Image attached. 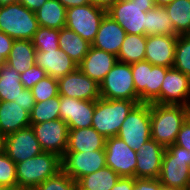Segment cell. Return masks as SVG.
Listing matches in <instances>:
<instances>
[{
  "label": "cell",
  "mask_w": 190,
  "mask_h": 190,
  "mask_svg": "<svg viewBox=\"0 0 190 190\" xmlns=\"http://www.w3.org/2000/svg\"><path fill=\"white\" fill-rule=\"evenodd\" d=\"M190 116L188 106L150 103L151 138L167 148Z\"/></svg>",
  "instance_id": "1"
},
{
  "label": "cell",
  "mask_w": 190,
  "mask_h": 190,
  "mask_svg": "<svg viewBox=\"0 0 190 190\" xmlns=\"http://www.w3.org/2000/svg\"><path fill=\"white\" fill-rule=\"evenodd\" d=\"M61 171V158L51 152H42L23 162L16 163L17 190H34Z\"/></svg>",
  "instance_id": "2"
},
{
  "label": "cell",
  "mask_w": 190,
  "mask_h": 190,
  "mask_svg": "<svg viewBox=\"0 0 190 190\" xmlns=\"http://www.w3.org/2000/svg\"><path fill=\"white\" fill-rule=\"evenodd\" d=\"M140 101L104 99L95 101L92 127L104 138L117 136L122 123Z\"/></svg>",
  "instance_id": "3"
},
{
  "label": "cell",
  "mask_w": 190,
  "mask_h": 190,
  "mask_svg": "<svg viewBox=\"0 0 190 190\" xmlns=\"http://www.w3.org/2000/svg\"><path fill=\"white\" fill-rule=\"evenodd\" d=\"M158 179L165 188L187 190L190 186V151L175 144L168 146Z\"/></svg>",
  "instance_id": "4"
},
{
  "label": "cell",
  "mask_w": 190,
  "mask_h": 190,
  "mask_svg": "<svg viewBox=\"0 0 190 190\" xmlns=\"http://www.w3.org/2000/svg\"><path fill=\"white\" fill-rule=\"evenodd\" d=\"M36 14L20 2L0 6V31L14 40H32L39 28Z\"/></svg>",
  "instance_id": "5"
},
{
  "label": "cell",
  "mask_w": 190,
  "mask_h": 190,
  "mask_svg": "<svg viewBox=\"0 0 190 190\" xmlns=\"http://www.w3.org/2000/svg\"><path fill=\"white\" fill-rule=\"evenodd\" d=\"M154 7V0H119L107 10V15L127 34L146 35V12Z\"/></svg>",
  "instance_id": "6"
},
{
  "label": "cell",
  "mask_w": 190,
  "mask_h": 190,
  "mask_svg": "<svg viewBox=\"0 0 190 190\" xmlns=\"http://www.w3.org/2000/svg\"><path fill=\"white\" fill-rule=\"evenodd\" d=\"M136 152L151 139L150 103H138L127 115L117 135Z\"/></svg>",
  "instance_id": "7"
},
{
  "label": "cell",
  "mask_w": 190,
  "mask_h": 190,
  "mask_svg": "<svg viewBox=\"0 0 190 190\" xmlns=\"http://www.w3.org/2000/svg\"><path fill=\"white\" fill-rule=\"evenodd\" d=\"M100 98L139 101L131 64L116 62L100 83Z\"/></svg>",
  "instance_id": "8"
},
{
  "label": "cell",
  "mask_w": 190,
  "mask_h": 190,
  "mask_svg": "<svg viewBox=\"0 0 190 190\" xmlns=\"http://www.w3.org/2000/svg\"><path fill=\"white\" fill-rule=\"evenodd\" d=\"M106 14L107 10L91 4L72 7L66 9L65 27L92 44Z\"/></svg>",
  "instance_id": "9"
},
{
  "label": "cell",
  "mask_w": 190,
  "mask_h": 190,
  "mask_svg": "<svg viewBox=\"0 0 190 190\" xmlns=\"http://www.w3.org/2000/svg\"><path fill=\"white\" fill-rule=\"evenodd\" d=\"M106 166L105 150L93 152H65L61 157V170L76 182Z\"/></svg>",
  "instance_id": "10"
},
{
  "label": "cell",
  "mask_w": 190,
  "mask_h": 190,
  "mask_svg": "<svg viewBox=\"0 0 190 190\" xmlns=\"http://www.w3.org/2000/svg\"><path fill=\"white\" fill-rule=\"evenodd\" d=\"M30 126L43 152L54 153L60 158L65 154L69 130L65 121L56 119Z\"/></svg>",
  "instance_id": "11"
},
{
  "label": "cell",
  "mask_w": 190,
  "mask_h": 190,
  "mask_svg": "<svg viewBox=\"0 0 190 190\" xmlns=\"http://www.w3.org/2000/svg\"><path fill=\"white\" fill-rule=\"evenodd\" d=\"M106 166L120 177H134L137 164V152L132 150L118 136L107 138L105 141Z\"/></svg>",
  "instance_id": "12"
},
{
  "label": "cell",
  "mask_w": 190,
  "mask_h": 190,
  "mask_svg": "<svg viewBox=\"0 0 190 190\" xmlns=\"http://www.w3.org/2000/svg\"><path fill=\"white\" fill-rule=\"evenodd\" d=\"M59 96L96 101L100 98V84L79 68L58 79Z\"/></svg>",
  "instance_id": "13"
},
{
  "label": "cell",
  "mask_w": 190,
  "mask_h": 190,
  "mask_svg": "<svg viewBox=\"0 0 190 190\" xmlns=\"http://www.w3.org/2000/svg\"><path fill=\"white\" fill-rule=\"evenodd\" d=\"M4 152L16 164L40 155L43 150L29 126L5 136Z\"/></svg>",
  "instance_id": "14"
},
{
  "label": "cell",
  "mask_w": 190,
  "mask_h": 190,
  "mask_svg": "<svg viewBox=\"0 0 190 190\" xmlns=\"http://www.w3.org/2000/svg\"><path fill=\"white\" fill-rule=\"evenodd\" d=\"M190 78L175 68L166 71L160 89V104L189 106Z\"/></svg>",
  "instance_id": "15"
},
{
  "label": "cell",
  "mask_w": 190,
  "mask_h": 190,
  "mask_svg": "<svg viewBox=\"0 0 190 190\" xmlns=\"http://www.w3.org/2000/svg\"><path fill=\"white\" fill-rule=\"evenodd\" d=\"M94 111L95 101L60 96V119L67 123L68 129L91 127Z\"/></svg>",
  "instance_id": "16"
},
{
  "label": "cell",
  "mask_w": 190,
  "mask_h": 190,
  "mask_svg": "<svg viewBox=\"0 0 190 190\" xmlns=\"http://www.w3.org/2000/svg\"><path fill=\"white\" fill-rule=\"evenodd\" d=\"M165 149L152 138L146 141L137 152L135 178H159Z\"/></svg>",
  "instance_id": "17"
},
{
  "label": "cell",
  "mask_w": 190,
  "mask_h": 190,
  "mask_svg": "<svg viewBox=\"0 0 190 190\" xmlns=\"http://www.w3.org/2000/svg\"><path fill=\"white\" fill-rule=\"evenodd\" d=\"M178 35H146L145 59L152 65L172 68Z\"/></svg>",
  "instance_id": "18"
},
{
  "label": "cell",
  "mask_w": 190,
  "mask_h": 190,
  "mask_svg": "<svg viewBox=\"0 0 190 190\" xmlns=\"http://www.w3.org/2000/svg\"><path fill=\"white\" fill-rule=\"evenodd\" d=\"M35 65L44 69L47 76L57 80L78 68V64L60 48L46 52L36 51Z\"/></svg>",
  "instance_id": "19"
},
{
  "label": "cell",
  "mask_w": 190,
  "mask_h": 190,
  "mask_svg": "<svg viewBox=\"0 0 190 190\" xmlns=\"http://www.w3.org/2000/svg\"><path fill=\"white\" fill-rule=\"evenodd\" d=\"M126 35L120 24L106 14L91 46L117 56Z\"/></svg>",
  "instance_id": "20"
},
{
  "label": "cell",
  "mask_w": 190,
  "mask_h": 190,
  "mask_svg": "<svg viewBox=\"0 0 190 190\" xmlns=\"http://www.w3.org/2000/svg\"><path fill=\"white\" fill-rule=\"evenodd\" d=\"M117 61L116 55L90 46L88 53L78 65V68L100 84Z\"/></svg>",
  "instance_id": "21"
},
{
  "label": "cell",
  "mask_w": 190,
  "mask_h": 190,
  "mask_svg": "<svg viewBox=\"0 0 190 190\" xmlns=\"http://www.w3.org/2000/svg\"><path fill=\"white\" fill-rule=\"evenodd\" d=\"M105 141L92 126L88 128L69 129L66 152H93L105 150Z\"/></svg>",
  "instance_id": "22"
},
{
  "label": "cell",
  "mask_w": 190,
  "mask_h": 190,
  "mask_svg": "<svg viewBox=\"0 0 190 190\" xmlns=\"http://www.w3.org/2000/svg\"><path fill=\"white\" fill-rule=\"evenodd\" d=\"M30 113L15 101H0V132L6 136L29 127Z\"/></svg>",
  "instance_id": "23"
},
{
  "label": "cell",
  "mask_w": 190,
  "mask_h": 190,
  "mask_svg": "<svg viewBox=\"0 0 190 190\" xmlns=\"http://www.w3.org/2000/svg\"><path fill=\"white\" fill-rule=\"evenodd\" d=\"M58 44L59 48L67 53L78 65L82 62L91 46L80 35L66 27L59 30Z\"/></svg>",
  "instance_id": "24"
},
{
  "label": "cell",
  "mask_w": 190,
  "mask_h": 190,
  "mask_svg": "<svg viewBox=\"0 0 190 190\" xmlns=\"http://www.w3.org/2000/svg\"><path fill=\"white\" fill-rule=\"evenodd\" d=\"M35 54L31 40H14L6 64L21 74L35 64Z\"/></svg>",
  "instance_id": "25"
},
{
  "label": "cell",
  "mask_w": 190,
  "mask_h": 190,
  "mask_svg": "<svg viewBox=\"0 0 190 190\" xmlns=\"http://www.w3.org/2000/svg\"><path fill=\"white\" fill-rule=\"evenodd\" d=\"M35 14L40 27L60 30L66 26V8L59 0H47Z\"/></svg>",
  "instance_id": "26"
},
{
  "label": "cell",
  "mask_w": 190,
  "mask_h": 190,
  "mask_svg": "<svg viewBox=\"0 0 190 190\" xmlns=\"http://www.w3.org/2000/svg\"><path fill=\"white\" fill-rule=\"evenodd\" d=\"M145 51L146 35L127 34L117 55V60L128 64L143 61Z\"/></svg>",
  "instance_id": "27"
},
{
  "label": "cell",
  "mask_w": 190,
  "mask_h": 190,
  "mask_svg": "<svg viewBox=\"0 0 190 190\" xmlns=\"http://www.w3.org/2000/svg\"><path fill=\"white\" fill-rule=\"evenodd\" d=\"M146 35H174V26L164 6L146 12Z\"/></svg>",
  "instance_id": "28"
},
{
  "label": "cell",
  "mask_w": 190,
  "mask_h": 190,
  "mask_svg": "<svg viewBox=\"0 0 190 190\" xmlns=\"http://www.w3.org/2000/svg\"><path fill=\"white\" fill-rule=\"evenodd\" d=\"M120 176L108 166L97 172L81 177L77 185L85 190H111Z\"/></svg>",
  "instance_id": "29"
},
{
  "label": "cell",
  "mask_w": 190,
  "mask_h": 190,
  "mask_svg": "<svg viewBox=\"0 0 190 190\" xmlns=\"http://www.w3.org/2000/svg\"><path fill=\"white\" fill-rule=\"evenodd\" d=\"M24 89L20 73L7 64L2 66L0 70V101H14Z\"/></svg>",
  "instance_id": "30"
},
{
  "label": "cell",
  "mask_w": 190,
  "mask_h": 190,
  "mask_svg": "<svg viewBox=\"0 0 190 190\" xmlns=\"http://www.w3.org/2000/svg\"><path fill=\"white\" fill-rule=\"evenodd\" d=\"M174 26V35L190 34V0H173L165 6Z\"/></svg>",
  "instance_id": "31"
},
{
  "label": "cell",
  "mask_w": 190,
  "mask_h": 190,
  "mask_svg": "<svg viewBox=\"0 0 190 190\" xmlns=\"http://www.w3.org/2000/svg\"><path fill=\"white\" fill-rule=\"evenodd\" d=\"M60 96H56L45 101L35 102L30 113V124L60 119Z\"/></svg>",
  "instance_id": "32"
},
{
  "label": "cell",
  "mask_w": 190,
  "mask_h": 190,
  "mask_svg": "<svg viewBox=\"0 0 190 190\" xmlns=\"http://www.w3.org/2000/svg\"><path fill=\"white\" fill-rule=\"evenodd\" d=\"M135 91L139 95L140 103H146V85H148L149 70L152 64L146 60L131 64Z\"/></svg>",
  "instance_id": "33"
},
{
  "label": "cell",
  "mask_w": 190,
  "mask_h": 190,
  "mask_svg": "<svg viewBox=\"0 0 190 190\" xmlns=\"http://www.w3.org/2000/svg\"><path fill=\"white\" fill-rule=\"evenodd\" d=\"M169 68L152 65L149 70L148 85H146V103L160 104V89Z\"/></svg>",
  "instance_id": "34"
},
{
  "label": "cell",
  "mask_w": 190,
  "mask_h": 190,
  "mask_svg": "<svg viewBox=\"0 0 190 190\" xmlns=\"http://www.w3.org/2000/svg\"><path fill=\"white\" fill-rule=\"evenodd\" d=\"M173 68L190 78V34L178 35Z\"/></svg>",
  "instance_id": "35"
},
{
  "label": "cell",
  "mask_w": 190,
  "mask_h": 190,
  "mask_svg": "<svg viewBox=\"0 0 190 190\" xmlns=\"http://www.w3.org/2000/svg\"><path fill=\"white\" fill-rule=\"evenodd\" d=\"M59 29L39 27L32 38L36 51L57 50L59 48Z\"/></svg>",
  "instance_id": "36"
},
{
  "label": "cell",
  "mask_w": 190,
  "mask_h": 190,
  "mask_svg": "<svg viewBox=\"0 0 190 190\" xmlns=\"http://www.w3.org/2000/svg\"><path fill=\"white\" fill-rule=\"evenodd\" d=\"M31 93L36 102L45 101L59 96L58 80L50 76H46L31 88Z\"/></svg>",
  "instance_id": "37"
},
{
  "label": "cell",
  "mask_w": 190,
  "mask_h": 190,
  "mask_svg": "<svg viewBox=\"0 0 190 190\" xmlns=\"http://www.w3.org/2000/svg\"><path fill=\"white\" fill-rule=\"evenodd\" d=\"M0 185L17 190L16 164L5 152L0 154Z\"/></svg>",
  "instance_id": "38"
},
{
  "label": "cell",
  "mask_w": 190,
  "mask_h": 190,
  "mask_svg": "<svg viewBox=\"0 0 190 190\" xmlns=\"http://www.w3.org/2000/svg\"><path fill=\"white\" fill-rule=\"evenodd\" d=\"M77 182L62 170L48 178L34 190H75Z\"/></svg>",
  "instance_id": "39"
},
{
  "label": "cell",
  "mask_w": 190,
  "mask_h": 190,
  "mask_svg": "<svg viewBox=\"0 0 190 190\" xmlns=\"http://www.w3.org/2000/svg\"><path fill=\"white\" fill-rule=\"evenodd\" d=\"M46 76L47 73L45 70L34 64L20 74V80L25 89H31L37 82Z\"/></svg>",
  "instance_id": "40"
},
{
  "label": "cell",
  "mask_w": 190,
  "mask_h": 190,
  "mask_svg": "<svg viewBox=\"0 0 190 190\" xmlns=\"http://www.w3.org/2000/svg\"><path fill=\"white\" fill-rule=\"evenodd\" d=\"M174 144L190 151V116L182 124Z\"/></svg>",
  "instance_id": "41"
},
{
  "label": "cell",
  "mask_w": 190,
  "mask_h": 190,
  "mask_svg": "<svg viewBox=\"0 0 190 190\" xmlns=\"http://www.w3.org/2000/svg\"><path fill=\"white\" fill-rule=\"evenodd\" d=\"M159 179L135 178L133 190H162Z\"/></svg>",
  "instance_id": "42"
},
{
  "label": "cell",
  "mask_w": 190,
  "mask_h": 190,
  "mask_svg": "<svg viewBox=\"0 0 190 190\" xmlns=\"http://www.w3.org/2000/svg\"><path fill=\"white\" fill-rule=\"evenodd\" d=\"M14 101L21 105V107H23V109L29 113L32 112V108L36 102L34 96L31 93V89H24L21 91L19 97L17 99H14Z\"/></svg>",
  "instance_id": "43"
},
{
  "label": "cell",
  "mask_w": 190,
  "mask_h": 190,
  "mask_svg": "<svg viewBox=\"0 0 190 190\" xmlns=\"http://www.w3.org/2000/svg\"><path fill=\"white\" fill-rule=\"evenodd\" d=\"M14 39L0 31V54L7 60L12 48Z\"/></svg>",
  "instance_id": "44"
},
{
  "label": "cell",
  "mask_w": 190,
  "mask_h": 190,
  "mask_svg": "<svg viewBox=\"0 0 190 190\" xmlns=\"http://www.w3.org/2000/svg\"><path fill=\"white\" fill-rule=\"evenodd\" d=\"M134 183V177H120L111 190H133Z\"/></svg>",
  "instance_id": "45"
},
{
  "label": "cell",
  "mask_w": 190,
  "mask_h": 190,
  "mask_svg": "<svg viewBox=\"0 0 190 190\" xmlns=\"http://www.w3.org/2000/svg\"><path fill=\"white\" fill-rule=\"evenodd\" d=\"M46 1L47 0H19L18 2L35 13Z\"/></svg>",
  "instance_id": "46"
},
{
  "label": "cell",
  "mask_w": 190,
  "mask_h": 190,
  "mask_svg": "<svg viewBox=\"0 0 190 190\" xmlns=\"http://www.w3.org/2000/svg\"><path fill=\"white\" fill-rule=\"evenodd\" d=\"M89 4L101 7L108 10L112 5L117 3L119 0H88Z\"/></svg>",
  "instance_id": "47"
},
{
  "label": "cell",
  "mask_w": 190,
  "mask_h": 190,
  "mask_svg": "<svg viewBox=\"0 0 190 190\" xmlns=\"http://www.w3.org/2000/svg\"><path fill=\"white\" fill-rule=\"evenodd\" d=\"M62 5L66 8H72V7H76V6H84L89 4L88 0H59Z\"/></svg>",
  "instance_id": "48"
},
{
  "label": "cell",
  "mask_w": 190,
  "mask_h": 190,
  "mask_svg": "<svg viewBox=\"0 0 190 190\" xmlns=\"http://www.w3.org/2000/svg\"><path fill=\"white\" fill-rule=\"evenodd\" d=\"M173 0H154L155 6H166L171 3Z\"/></svg>",
  "instance_id": "49"
},
{
  "label": "cell",
  "mask_w": 190,
  "mask_h": 190,
  "mask_svg": "<svg viewBox=\"0 0 190 190\" xmlns=\"http://www.w3.org/2000/svg\"><path fill=\"white\" fill-rule=\"evenodd\" d=\"M5 136L0 132V154L4 152Z\"/></svg>",
  "instance_id": "50"
},
{
  "label": "cell",
  "mask_w": 190,
  "mask_h": 190,
  "mask_svg": "<svg viewBox=\"0 0 190 190\" xmlns=\"http://www.w3.org/2000/svg\"><path fill=\"white\" fill-rule=\"evenodd\" d=\"M19 0H0V6L17 3Z\"/></svg>",
  "instance_id": "51"
},
{
  "label": "cell",
  "mask_w": 190,
  "mask_h": 190,
  "mask_svg": "<svg viewBox=\"0 0 190 190\" xmlns=\"http://www.w3.org/2000/svg\"><path fill=\"white\" fill-rule=\"evenodd\" d=\"M6 65V59L0 54V67Z\"/></svg>",
  "instance_id": "52"
},
{
  "label": "cell",
  "mask_w": 190,
  "mask_h": 190,
  "mask_svg": "<svg viewBox=\"0 0 190 190\" xmlns=\"http://www.w3.org/2000/svg\"><path fill=\"white\" fill-rule=\"evenodd\" d=\"M0 190H11L8 187L4 186V185H0Z\"/></svg>",
  "instance_id": "53"
},
{
  "label": "cell",
  "mask_w": 190,
  "mask_h": 190,
  "mask_svg": "<svg viewBox=\"0 0 190 190\" xmlns=\"http://www.w3.org/2000/svg\"><path fill=\"white\" fill-rule=\"evenodd\" d=\"M162 190H178V189H171V188H165V187H163Z\"/></svg>",
  "instance_id": "54"
},
{
  "label": "cell",
  "mask_w": 190,
  "mask_h": 190,
  "mask_svg": "<svg viewBox=\"0 0 190 190\" xmlns=\"http://www.w3.org/2000/svg\"><path fill=\"white\" fill-rule=\"evenodd\" d=\"M75 190H85V189H82V188H80L78 185H76Z\"/></svg>",
  "instance_id": "55"
}]
</instances>
